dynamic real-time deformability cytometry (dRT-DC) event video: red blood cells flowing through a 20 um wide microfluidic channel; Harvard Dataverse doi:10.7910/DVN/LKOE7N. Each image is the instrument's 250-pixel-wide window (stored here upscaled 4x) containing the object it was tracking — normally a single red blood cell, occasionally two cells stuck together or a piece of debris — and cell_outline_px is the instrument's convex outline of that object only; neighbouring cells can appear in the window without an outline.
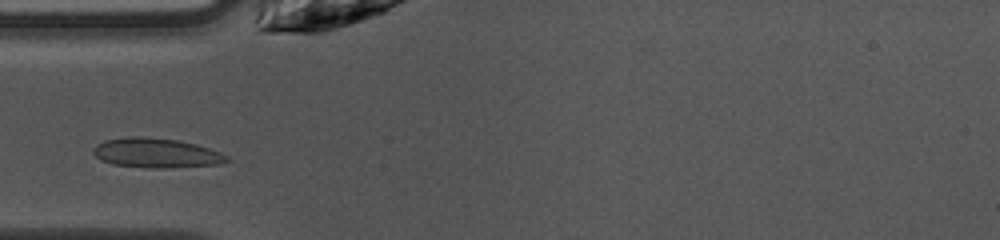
{"species": "common noctule bat (a hibernating species)", "species_latin": "Nyctalus noctula", "temperature_condition": "warm", "stored_images_in_passage": 29, "camera_frame_rate_fps": 3000, "um_per_image_px": 0.085, "animal": {"sex": "female", "body_mass_g": 10.0, "forearm_length_mm": 53.1}, "frame": {"image": 1, "passage_image": 3, "time_ms": 0.667, "image_size_px": [1000, 240], "cell_outline_px": [[232, 160], [220, 164], [164, 168], [152, 168], [112, 164], [100, 160], [92, 152], [92, 148], [96, 144], [104, 140], [132, 136], [140, 136], [176, 140], [196, 144], [220, 152], [228, 156]], "centroid_in_image_um": [13.27, 13.0], "position_along_channel_um": 71.7, "area_um2": 23.06}}
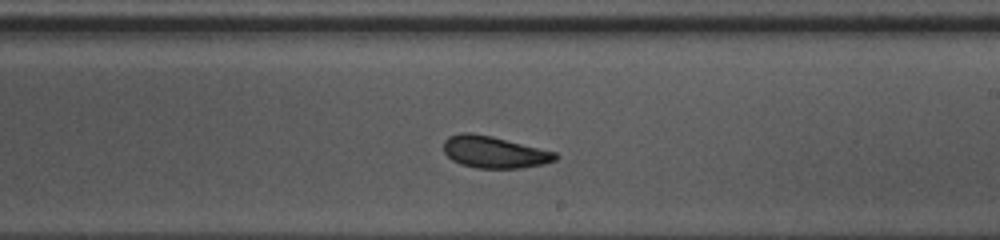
{"frame": {"image": 2, "passage_image": 16, "time_ms": 5.0, "image_size_px": [1000, 240], "cell_outline_px": [[560, 156], [556, 160], [544, 164], [520, 168], [476, 168], [460, 164], [452, 160], [444, 152], [444, 140], [448, 136], [464, 132], [472, 132], [492, 136], [556, 152]], "centroid_in_image_um": [42.01, 12.92], "position_along_channel_um": 247.0, "area_um2": 20.87}}
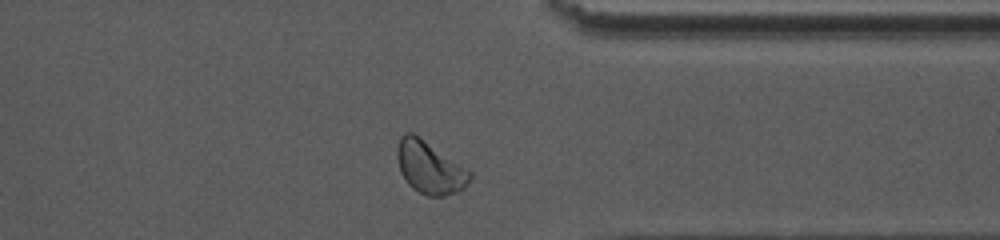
{"frame": {"image": 3, "passage_image": 26, "time_ms": 8.333, "image_size_px": [1000, 240], "cell_outline_px": [[472, 176], [464, 188], [456, 192], [444, 196], [428, 196], [412, 188], [408, 184], [400, 172], [396, 156], [396, 148], [400, 136], [404, 132], [412, 132], [468, 168], [472, 172]], "centroid_in_image_um": [36.51, 14.22], "position_along_channel_um": 374.9, "area_um2": 22.37}}